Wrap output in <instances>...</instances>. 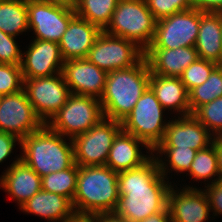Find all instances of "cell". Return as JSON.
Returning a JSON list of instances; mask_svg holds the SVG:
<instances>
[{"mask_svg":"<svg viewBox=\"0 0 222 222\" xmlns=\"http://www.w3.org/2000/svg\"><path fill=\"white\" fill-rule=\"evenodd\" d=\"M121 130V122L104 117L88 131L74 137L75 163L79 167L106 165L114 138Z\"/></svg>","mask_w":222,"mask_h":222,"instance_id":"ba28073f","label":"cell"},{"mask_svg":"<svg viewBox=\"0 0 222 222\" xmlns=\"http://www.w3.org/2000/svg\"><path fill=\"white\" fill-rule=\"evenodd\" d=\"M149 87L164 109H173L182 114L191 115L189 95L180 77H166L151 73Z\"/></svg>","mask_w":222,"mask_h":222,"instance_id":"603a6c76","label":"cell"},{"mask_svg":"<svg viewBox=\"0 0 222 222\" xmlns=\"http://www.w3.org/2000/svg\"><path fill=\"white\" fill-rule=\"evenodd\" d=\"M212 143L217 153L219 180H222V136L214 137Z\"/></svg>","mask_w":222,"mask_h":222,"instance_id":"60d3db41","label":"cell"},{"mask_svg":"<svg viewBox=\"0 0 222 222\" xmlns=\"http://www.w3.org/2000/svg\"><path fill=\"white\" fill-rule=\"evenodd\" d=\"M156 20L193 8L192 0H145Z\"/></svg>","mask_w":222,"mask_h":222,"instance_id":"836d02e7","label":"cell"},{"mask_svg":"<svg viewBox=\"0 0 222 222\" xmlns=\"http://www.w3.org/2000/svg\"><path fill=\"white\" fill-rule=\"evenodd\" d=\"M65 222H100V214L74 213V215Z\"/></svg>","mask_w":222,"mask_h":222,"instance_id":"f35d334b","label":"cell"},{"mask_svg":"<svg viewBox=\"0 0 222 222\" xmlns=\"http://www.w3.org/2000/svg\"><path fill=\"white\" fill-rule=\"evenodd\" d=\"M157 151V154L160 153L166 154L168 157L167 161L169 162V167L174 171L178 172H189L190 165L192 164L197 150L191 148H155L153 152Z\"/></svg>","mask_w":222,"mask_h":222,"instance_id":"d6a6232c","label":"cell"},{"mask_svg":"<svg viewBox=\"0 0 222 222\" xmlns=\"http://www.w3.org/2000/svg\"><path fill=\"white\" fill-rule=\"evenodd\" d=\"M206 192L207 198L209 200L210 209L214 212V216L217 214H222V180L208 183Z\"/></svg>","mask_w":222,"mask_h":222,"instance_id":"d590c367","label":"cell"},{"mask_svg":"<svg viewBox=\"0 0 222 222\" xmlns=\"http://www.w3.org/2000/svg\"><path fill=\"white\" fill-rule=\"evenodd\" d=\"M192 5L203 12H222V0H192Z\"/></svg>","mask_w":222,"mask_h":222,"instance_id":"74e56055","label":"cell"},{"mask_svg":"<svg viewBox=\"0 0 222 222\" xmlns=\"http://www.w3.org/2000/svg\"><path fill=\"white\" fill-rule=\"evenodd\" d=\"M65 137L44 124L20 141V159L41 178L50 173L70 168L74 163V147Z\"/></svg>","mask_w":222,"mask_h":222,"instance_id":"277c9868","label":"cell"},{"mask_svg":"<svg viewBox=\"0 0 222 222\" xmlns=\"http://www.w3.org/2000/svg\"><path fill=\"white\" fill-rule=\"evenodd\" d=\"M28 28L35 39L59 43L70 20L76 15L74 7L56 3L27 0Z\"/></svg>","mask_w":222,"mask_h":222,"instance_id":"7c38bea8","label":"cell"},{"mask_svg":"<svg viewBox=\"0 0 222 222\" xmlns=\"http://www.w3.org/2000/svg\"><path fill=\"white\" fill-rule=\"evenodd\" d=\"M163 110L148 87L133 110L121 121L122 130L142 140L153 151L162 142L168 125L163 121Z\"/></svg>","mask_w":222,"mask_h":222,"instance_id":"8992f818","label":"cell"},{"mask_svg":"<svg viewBox=\"0 0 222 222\" xmlns=\"http://www.w3.org/2000/svg\"><path fill=\"white\" fill-rule=\"evenodd\" d=\"M80 0H66V6L75 7Z\"/></svg>","mask_w":222,"mask_h":222,"instance_id":"ee69618b","label":"cell"},{"mask_svg":"<svg viewBox=\"0 0 222 222\" xmlns=\"http://www.w3.org/2000/svg\"><path fill=\"white\" fill-rule=\"evenodd\" d=\"M118 2L119 0H80L74 9L76 15L103 31L109 24Z\"/></svg>","mask_w":222,"mask_h":222,"instance_id":"484cf974","label":"cell"},{"mask_svg":"<svg viewBox=\"0 0 222 222\" xmlns=\"http://www.w3.org/2000/svg\"><path fill=\"white\" fill-rule=\"evenodd\" d=\"M100 222H130L128 219L121 218L115 213H101Z\"/></svg>","mask_w":222,"mask_h":222,"instance_id":"b9f144b4","label":"cell"},{"mask_svg":"<svg viewBox=\"0 0 222 222\" xmlns=\"http://www.w3.org/2000/svg\"><path fill=\"white\" fill-rule=\"evenodd\" d=\"M21 210L47 220L65 222L74 215L72 202L56 193L40 190L21 205Z\"/></svg>","mask_w":222,"mask_h":222,"instance_id":"cb8c5ba5","label":"cell"},{"mask_svg":"<svg viewBox=\"0 0 222 222\" xmlns=\"http://www.w3.org/2000/svg\"><path fill=\"white\" fill-rule=\"evenodd\" d=\"M144 57L150 73L166 77H180L183 71L199 58L195 46L176 49L147 48Z\"/></svg>","mask_w":222,"mask_h":222,"instance_id":"d6986e66","label":"cell"},{"mask_svg":"<svg viewBox=\"0 0 222 222\" xmlns=\"http://www.w3.org/2000/svg\"><path fill=\"white\" fill-rule=\"evenodd\" d=\"M188 95L191 114H193L200 106L221 97L222 65H217L210 73L209 78L200 86L193 88Z\"/></svg>","mask_w":222,"mask_h":222,"instance_id":"4316f807","label":"cell"},{"mask_svg":"<svg viewBox=\"0 0 222 222\" xmlns=\"http://www.w3.org/2000/svg\"><path fill=\"white\" fill-rule=\"evenodd\" d=\"M23 79V89L29 102L36 115L46 124L66 103L71 94L63 74Z\"/></svg>","mask_w":222,"mask_h":222,"instance_id":"8fae6325","label":"cell"},{"mask_svg":"<svg viewBox=\"0 0 222 222\" xmlns=\"http://www.w3.org/2000/svg\"><path fill=\"white\" fill-rule=\"evenodd\" d=\"M0 186L14 198L21 207L41 189V177L20 157L13 161L0 178Z\"/></svg>","mask_w":222,"mask_h":222,"instance_id":"ffe728a7","label":"cell"},{"mask_svg":"<svg viewBox=\"0 0 222 222\" xmlns=\"http://www.w3.org/2000/svg\"><path fill=\"white\" fill-rule=\"evenodd\" d=\"M0 30L14 37L29 30L27 0L0 1Z\"/></svg>","mask_w":222,"mask_h":222,"instance_id":"d4e9b609","label":"cell"},{"mask_svg":"<svg viewBox=\"0 0 222 222\" xmlns=\"http://www.w3.org/2000/svg\"><path fill=\"white\" fill-rule=\"evenodd\" d=\"M15 38L0 30V63L21 64L22 51L18 48Z\"/></svg>","mask_w":222,"mask_h":222,"instance_id":"e575fe53","label":"cell"},{"mask_svg":"<svg viewBox=\"0 0 222 222\" xmlns=\"http://www.w3.org/2000/svg\"><path fill=\"white\" fill-rule=\"evenodd\" d=\"M216 66V63L202 58H198L191 63L180 76L181 82L185 85L188 93L193 88L203 84Z\"/></svg>","mask_w":222,"mask_h":222,"instance_id":"4dcf8cb0","label":"cell"},{"mask_svg":"<svg viewBox=\"0 0 222 222\" xmlns=\"http://www.w3.org/2000/svg\"><path fill=\"white\" fill-rule=\"evenodd\" d=\"M139 144L145 146L149 152L151 151L150 154L153 153L142 140L121 130L114 138L106 166L118 173L141 166L151 156H145L142 154V152H140Z\"/></svg>","mask_w":222,"mask_h":222,"instance_id":"7402d4cb","label":"cell"},{"mask_svg":"<svg viewBox=\"0 0 222 222\" xmlns=\"http://www.w3.org/2000/svg\"><path fill=\"white\" fill-rule=\"evenodd\" d=\"M195 48L199 58L222 65V12L200 11Z\"/></svg>","mask_w":222,"mask_h":222,"instance_id":"44dd1931","label":"cell"},{"mask_svg":"<svg viewBox=\"0 0 222 222\" xmlns=\"http://www.w3.org/2000/svg\"><path fill=\"white\" fill-rule=\"evenodd\" d=\"M168 120L162 142L156 148H191L202 150L212 144V133L193 115Z\"/></svg>","mask_w":222,"mask_h":222,"instance_id":"9a60e30c","label":"cell"},{"mask_svg":"<svg viewBox=\"0 0 222 222\" xmlns=\"http://www.w3.org/2000/svg\"><path fill=\"white\" fill-rule=\"evenodd\" d=\"M63 64L57 42L34 39L22 54L20 66L23 78H40L62 73Z\"/></svg>","mask_w":222,"mask_h":222,"instance_id":"2e32d148","label":"cell"},{"mask_svg":"<svg viewBox=\"0 0 222 222\" xmlns=\"http://www.w3.org/2000/svg\"><path fill=\"white\" fill-rule=\"evenodd\" d=\"M104 118L100 100L85 95L70 94L66 103L46 125L55 132L73 139L88 131Z\"/></svg>","mask_w":222,"mask_h":222,"instance_id":"52a82bcc","label":"cell"},{"mask_svg":"<svg viewBox=\"0 0 222 222\" xmlns=\"http://www.w3.org/2000/svg\"><path fill=\"white\" fill-rule=\"evenodd\" d=\"M78 176V165L74 163L70 168L50 173L41 178L42 190L60 194L71 202L74 199Z\"/></svg>","mask_w":222,"mask_h":222,"instance_id":"83f0119b","label":"cell"},{"mask_svg":"<svg viewBox=\"0 0 222 222\" xmlns=\"http://www.w3.org/2000/svg\"><path fill=\"white\" fill-rule=\"evenodd\" d=\"M101 32L98 26L75 15L58 43L63 60L86 58Z\"/></svg>","mask_w":222,"mask_h":222,"instance_id":"ac0fdd59","label":"cell"},{"mask_svg":"<svg viewBox=\"0 0 222 222\" xmlns=\"http://www.w3.org/2000/svg\"><path fill=\"white\" fill-rule=\"evenodd\" d=\"M156 21L145 0H119L103 31L135 42L145 51L153 41Z\"/></svg>","mask_w":222,"mask_h":222,"instance_id":"5b68a950","label":"cell"},{"mask_svg":"<svg viewBox=\"0 0 222 222\" xmlns=\"http://www.w3.org/2000/svg\"><path fill=\"white\" fill-rule=\"evenodd\" d=\"M24 79L20 64L0 63V96L23 90Z\"/></svg>","mask_w":222,"mask_h":222,"instance_id":"1f68e13d","label":"cell"},{"mask_svg":"<svg viewBox=\"0 0 222 222\" xmlns=\"http://www.w3.org/2000/svg\"><path fill=\"white\" fill-rule=\"evenodd\" d=\"M193 115L212 131L213 137L222 136V96L200 106Z\"/></svg>","mask_w":222,"mask_h":222,"instance_id":"f546056e","label":"cell"},{"mask_svg":"<svg viewBox=\"0 0 222 222\" xmlns=\"http://www.w3.org/2000/svg\"><path fill=\"white\" fill-rule=\"evenodd\" d=\"M200 27V10L191 8L156 21L148 48L176 49L195 46Z\"/></svg>","mask_w":222,"mask_h":222,"instance_id":"30bf717a","label":"cell"},{"mask_svg":"<svg viewBox=\"0 0 222 222\" xmlns=\"http://www.w3.org/2000/svg\"><path fill=\"white\" fill-rule=\"evenodd\" d=\"M62 74L71 94L102 97L108 73L87 58L64 61Z\"/></svg>","mask_w":222,"mask_h":222,"instance_id":"5bb4252c","label":"cell"},{"mask_svg":"<svg viewBox=\"0 0 222 222\" xmlns=\"http://www.w3.org/2000/svg\"><path fill=\"white\" fill-rule=\"evenodd\" d=\"M140 222H172L168 206L163 211L150 215Z\"/></svg>","mask_w":222,"mask_h":222,"instance_id":"ab89813d","label":"cell"},{"mask_svg":"<svg viewBox=\"0 0 222 222\" xmlns=\"http://www.w3.org/2000/svg\"><path fill=\"white\" fill-rule=\"evenodd\" d=\"M153 156L156 155L152 154L139 167L118 173L119 201L114 211L117 216L140 222L168 206L171 184L164 180L168 166Z\"/></svg>","mask_w":222,"mask_h":222,"instance_id":"6da1fadb","label":"cell"},{"mask_svg":"<svg viewBox=\"0 0 222 222\" xmlns=\"http://www.w3.org/2000/svg\"><path fill=\"white\" fill-rule=\"evenodd\" d=\"M150 68L145 57L135 66L108 72L100 103L104 117L121 122L149 87Z\"/></svg>","mask_w":222,"mask_h":222,"instance_id":"3957f363","label":"cell"},{"mask_svg":"<svg viewBox=\"0 0 222 222\" xmlns=\"http://www.w3.org/2000/svg\"><path fill=\"white\" fill-rule=\"evenodd\" d=\"M17 141L20 143L21 140L12 134L0 131V163L9 157Z\"/></svg>","mask_w":222,"mask_h":222,"instance_id":"8d00e7d4","label":"cell"},{"mask_svg":"<svg viewBox=\"0 0 222 222\" xmlns=\"http://www.w3.org/2000/svg\"><path fill=\"white\" fill-rule=\"evenodd\" d=\"M189 174L197 180H206L218 176L211 183L219 181L217 153L212 143L207 148L198 150L196 156L190 165Z\"/></svg>","mask_w":222,"mask_h":222,"instance_id":"f1b7e54d","label":"cell"},{"mask_svg":"<svg viewBox=\"0 0 222 222\" xmlns=\"http://www.w3.org/2000/svg\"><path fill=\"white\" fill-rule=\"evenodd\" d=\"M144 56L145 51L135 42L102 31L90 48L86 58L108 73L133 67Z\"/></svg>","mask_w":222,"mask_h":222,"instance_id":"9c48e42d","label":"cell"},{"mask_svg":"<svg viewBox=\"0 0 222 222\" xmlns=\"http://www.w3.org/2000/svg\"><path fill=\"white\" fill-rule=\"evenodd\" d=\"M119 201L118 172L106 165L78 166L72 206L75 213H114Z\"/></svg>","mask_w":222,"mask_h":222,"instance_id":"7a4b0ae2","label":"cell"},{"mask_svg":"<svg viewBox=\"0 0 222 222\" xmlns=\"http://www.w3.org/2000/svg\"><path fill=\"white\" fill-rule=\"evenodd\" d=\"M168 209L172 222H205L211 211L206 192L189 186L181 191L171 186Z\"/></svg>","mask_w":222,"mask_h":222,"instance_id":"e0dca14e","label":"cell"},{"mask_svg":"<svg viewBox=\"0 0 222 222\" xmlns=\"http://www.w3.org/2000/svg\"><path fill=\"white\" fill-rule=\"evenodd\" d=\"M43 125L24 89L14 94L0 96V131L22 140Z\"/></svg>","mask_w":222,"mask_h":222,"instance_id":"4fadbf2b","label":"cell"},{"mask_svg":"<svg viewBox=\"0 0 222 222\" xmlns=\"http://www.w3.org/2000/svg\"><path fill=\"white\" fill-rule=\"evenodd\" d=\"M42 2H49V3H56L60 5H65L66 6V0H38Z\"/></svg>","mask_w":222,"mask_h":222,"instance_id":"7bdbcfd3","label":"cell"}]
</instances>
